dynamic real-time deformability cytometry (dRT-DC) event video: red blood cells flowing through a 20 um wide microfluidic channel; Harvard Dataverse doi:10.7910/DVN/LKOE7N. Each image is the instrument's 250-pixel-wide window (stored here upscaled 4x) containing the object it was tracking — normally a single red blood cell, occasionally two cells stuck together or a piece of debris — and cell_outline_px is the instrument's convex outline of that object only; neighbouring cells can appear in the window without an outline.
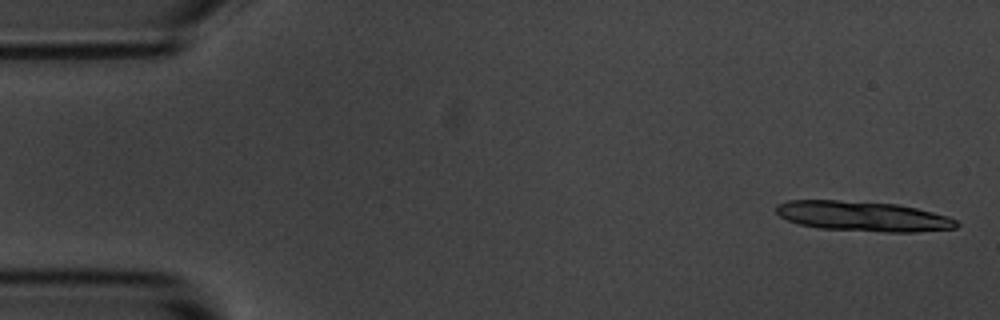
{"species": "common noctule bat (a hibernating species)", "species_latin": "Nyctalus noctula", "temperature_condition": "room temperature", "stored_images_in_passage": 5, "camera_frame_rate_fps": 3000, "um_per_image_px": 0.085, "animal": {"sex": "male", "body_mass_g": 20.1, "forearm_length_mm": 53.5}, "frame": {"image": 1, "passage_image": 1, "time_ms": 0.0, "image_size_px": [1000, 320], "cell_outline_px": [[960, 224], [956, 228], [916, 232], [884, 232], [820, 228], [800, 224], [788, 220], [780, 216], [776, 212], [776, 204], [788, 200], [836, 200], [896, 204], [916, 208], [948, 216], [956, 220]], "centroid_in_image_um": [73.36, 18.38], "position_along_channel_um": 11.6, "area_um2": 31.44}}
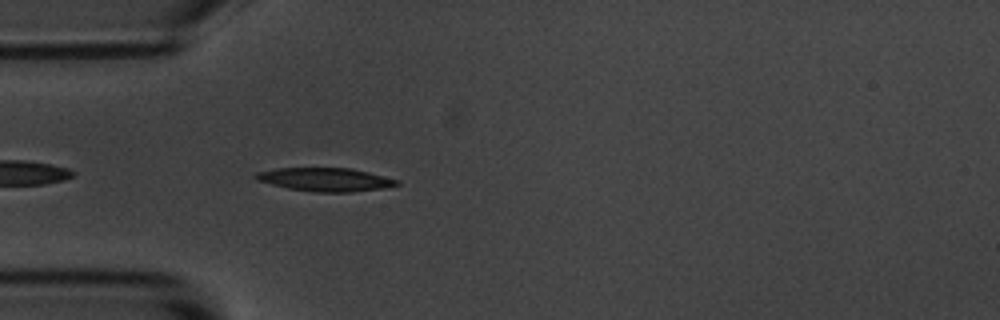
{"frame": {"image": 2, "passage_image": 5, "time_ms": 4.667, "image_size_px": [1000, 320], "cell_outline_px": [[400, 184], [384, 188], [352, 192], [316, 192], [288, 188], [256, 180], [252, 176], [256, 172], [276, 168], [352, 168], [400, 180]], "centroid_in_image_um": [27.65, 15.25], "position_along_channel_um": 57.3, "area_um2": 19.31}}